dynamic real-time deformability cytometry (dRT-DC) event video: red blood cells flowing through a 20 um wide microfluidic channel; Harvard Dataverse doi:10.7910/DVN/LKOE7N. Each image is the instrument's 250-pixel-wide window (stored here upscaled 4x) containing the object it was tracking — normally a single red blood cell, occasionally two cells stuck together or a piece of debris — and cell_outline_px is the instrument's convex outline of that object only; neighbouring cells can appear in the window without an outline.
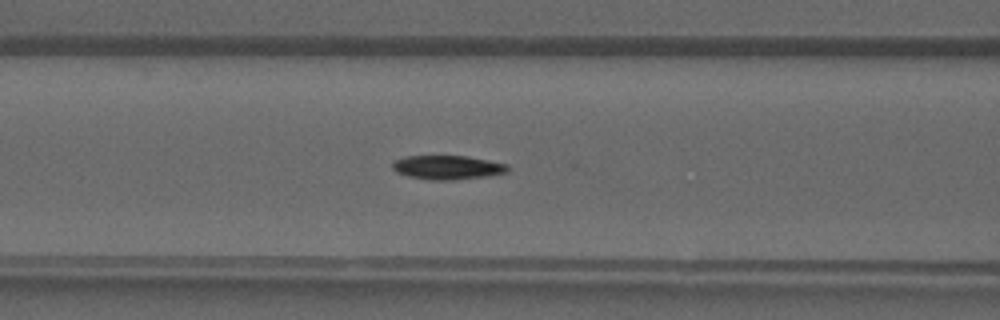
{"species": "common noctule bat (a hibernating species)", "species_latin": "Nyctalus noctula", "temperature_condition": "warm", "stored_images_in_passage": 29, "camera_frame_rate_fps": 3000, "um_per_image_px": 0.085, "animal": {"sex": "male", "forearm_length_mm": 52.5}, "frame": {"image": 1, "passage_image": 8, "time_ms": 2.333, "image_size_px": [1000, 320], "cell_outline_px": [[508, 172], [488, 176], [452, 180], [432, 180], [408, 176], [396, 172], [392, 168], [392, 164], [396, 160], [404, 156], [468, 156], [508, 164]], "centroid_in_image_um": [38.05, 14.23], "position_along_channel_um": 128.6, "area_um2": 16.13}}
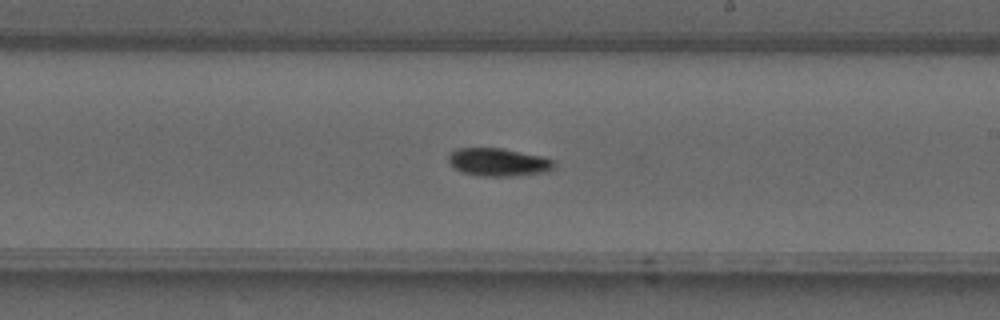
{"frame": {"image": 2, "passage_image": 15, "time_ms": 4.667, "image_size_px": [1000, 320], "cell_outline_px": [[556, 164], [548, 172], [512, 176], [480, 176], [460, 172], [452, 168], [448, 160], [448, 156], [456, 148], [500, 148], [544, 156], [556, 160]], "centroid_in_image_um": [42.37, 13.79], "position_along_channel_um": 246.6, "area_um2": 17.51}}
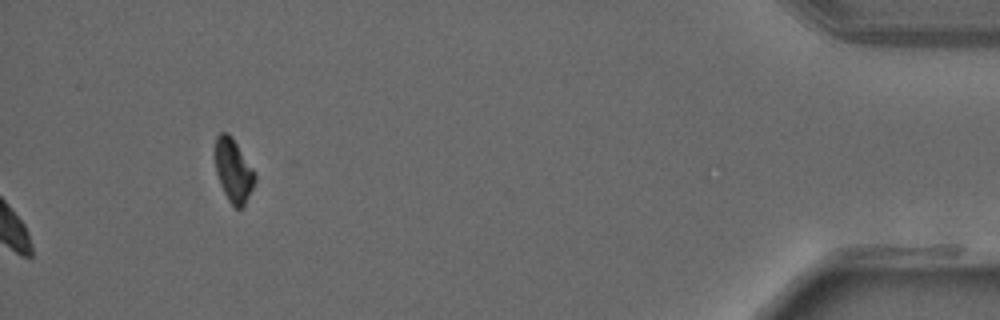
{"frame": {"image": 3, "passage_image": 29, "time_ms": 9.333, "image_size_px": [1000, 320], "cell_outline_px": [[256, 180], [244, 204], [240, 208], [236, 208], [228, 200], [220, 184], [216, 172], [216, 136], [220, 132], [228, 132], [232, 136], [256, 172]], "centroid_in_image_um": [19.86, 14.46], "position_along_channel_um": 415.3, "area_um2": 14.57}}